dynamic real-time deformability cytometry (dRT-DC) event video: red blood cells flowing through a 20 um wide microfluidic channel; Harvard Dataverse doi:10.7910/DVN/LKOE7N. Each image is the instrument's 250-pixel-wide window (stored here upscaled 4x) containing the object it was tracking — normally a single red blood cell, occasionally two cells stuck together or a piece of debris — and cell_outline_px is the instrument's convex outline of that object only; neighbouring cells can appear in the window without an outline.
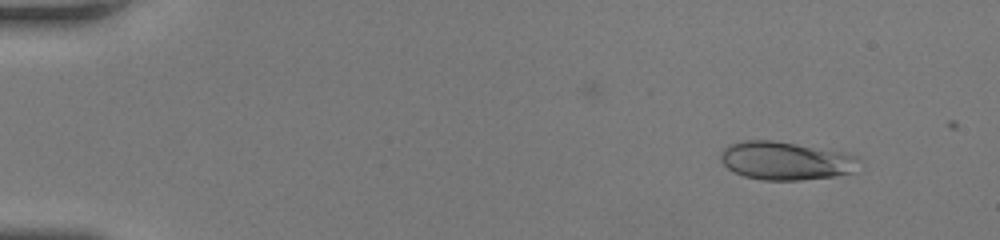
{"species": "human", "species_latin": "Homo sapiens", "temperature_condition": "room temperature", "stored_images_in_passage": 46, "camera_frame_rate_fps": 3000, "um_per_image_px": 0.085, "donor": {"sex": "female"}, "frame": {"image": 1, "passage_image": 1, "time_ms": 0.0, "image_size_px": [1000, 240], "cell_outline_px": [[864, 168], [856, 172], [836, 176], [800, 180], [760, 180], [744, 176], [728, 168], [720, 160], [720, 152], [728, 144], [748, 140], [772, 140], [844, 152], [856, 156], [860, 160]], "centroid_in_image_um": [66.86, 13.67], "position_along_channel_um": 18.1, "area_um2": 31.27}}
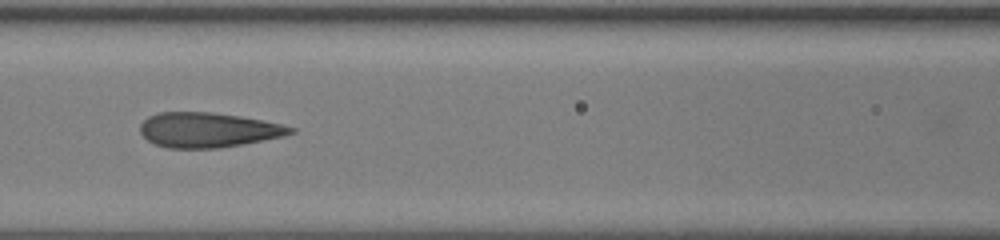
{"frame": {"image": 2, "passage_image": 20, "time_ms": 6.333, "image_size_px": [1000, 240], "cell_outline_px": [[296, 132], [284, 136], [244, 144], [220, 148], [168, 148], [152, 144], [140, 132], [140, 124], [148, 116], [160, 112], [212, 112], [240, 116], [280, 124], [296, 128]], "centroid_in_image_um": [17.67, 11.05], "position_along_channel_um": 148.9, "area_um2": 30.63}}
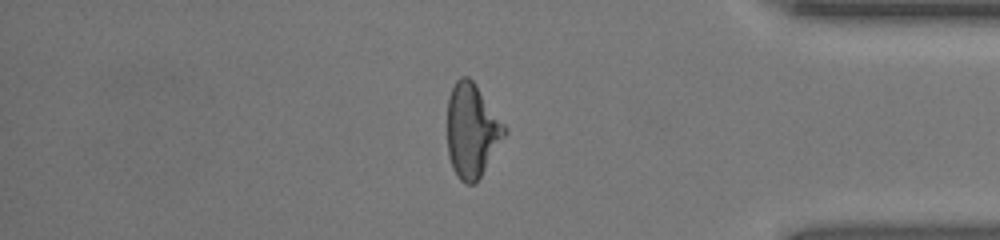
{"frame": {"image": 3, "passage_image": 39, "time_ms": 12.667, "image_size_px": [1000, 240], "cell_outline_px": [[508, 132], [480, 176], [472, 184], [464, 184], [456, 176], [452, 168], [448, 156], [448, 100], [452, 88], [456, 80], [460, 76], [468, 76], [476, 84], [508, 128]], "centroid_in_image_um": [40.12, 11.09], "position_along_channel_um": 395.1, "area_um2": 31.33}, "authors_computed_cell_mechanics": {"area_um2": 30.634, "velocity_mm_per_s": 4.2196, "shape_relaxation_time_tau1_ms": 9.5376, "shape_relaxation_time_tau2_ms": 1.103, "deformation_change_tau1": 0.2677, "deformation_change_tau2": 0.1014}}